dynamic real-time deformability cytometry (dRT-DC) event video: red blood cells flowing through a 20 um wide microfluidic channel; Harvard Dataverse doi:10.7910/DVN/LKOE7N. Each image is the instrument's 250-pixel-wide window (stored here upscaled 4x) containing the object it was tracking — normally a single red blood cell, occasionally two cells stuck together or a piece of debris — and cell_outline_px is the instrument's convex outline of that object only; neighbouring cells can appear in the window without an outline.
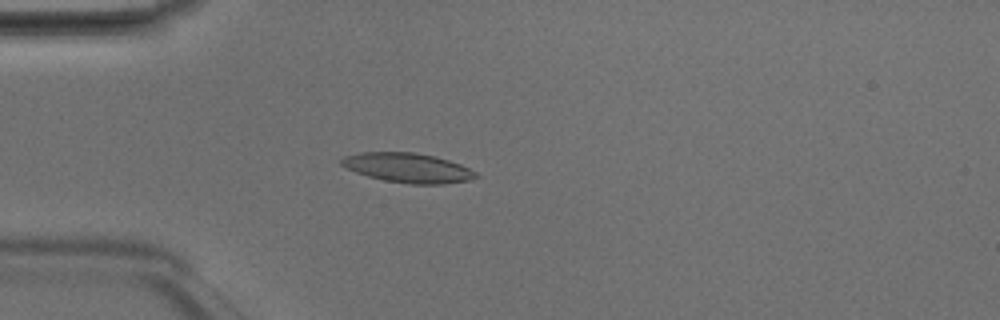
{"species": "Egyptian fruit bat (a non-hibernating species)", "species_latin": "Rousettus aegyptiacus", "temperature_condition": "room temperature", "stored_images_in_passage": 49, "camera_frame_rate_fps": 3000, "um_per_image_px": 0.085, "animal": {"sex": "male"}, "frame": {"image": 1, "passage_image": 14, "time_ms": 4.333, "image_size_px": [1000, 320], "cell_outline_px": [[480, 176], [468, 180], [440, 184], [408, 184], [384, 180], [368, 176], [356, 172], [340, 164], [340, 160], [344, 156], [360, 152], [412, 152], [436, 156], [460, 164], [476, 172]], "centroid_in_image_um": [34.66, 14.26], "position_along_channel_um": 50.3, "area_um2": 23.06}}
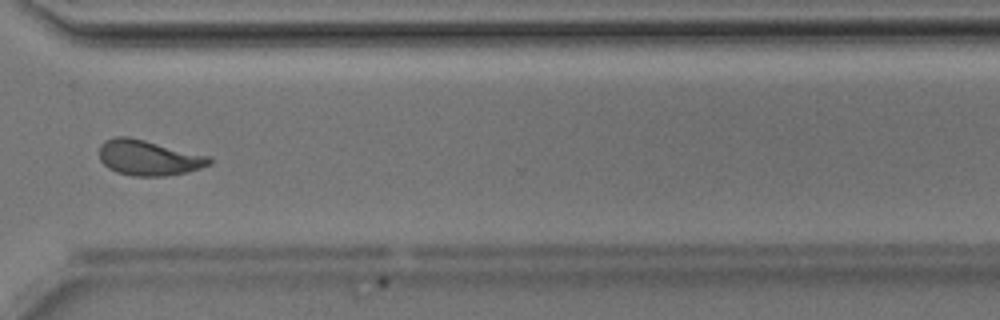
{"frame": {"image": 2, "passage_image": 37, "time_ms": 12.0, "image_size_px": [1000, 320], "cell_outline_px": [[212, 164], [188, 172], [164, 176], [132, 176], [116, 172], [108, 168], [100, 160], [100, 144], [104, 140], [116, 136], [128, 136], [212, 156]], "centroid_in_image_um": [12.65, 13.41], "position_along_channel_um": 357.9, "area_um2": 22.95}}
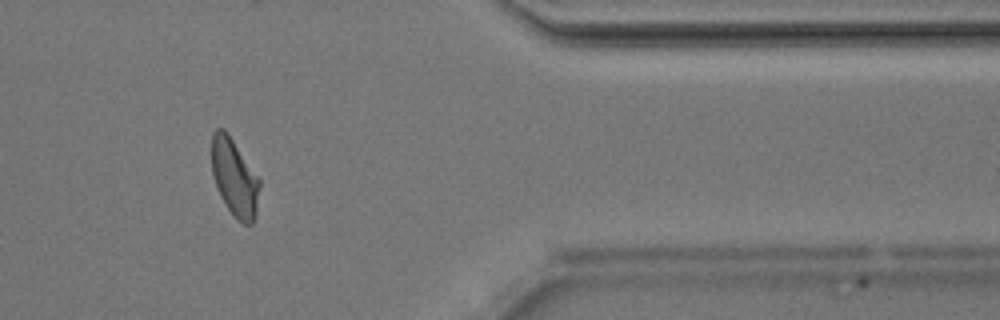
{"frame": {"image": 3, "passage_image": 41, "time_ms": 13.333, "image_size_px": [1000, 320], "cell_outline_px": [[260, 188], [256, 212], [252, 224], [244, 224], [236, 220], [232, 216], [224, 204], [220, 196], [212, 172], [212, 132], [216, 128], [224, 128], [228, 132], [260, 180]], "centroid_in_image_um": [19.93, 15.11], "position_along_channel_um": 391.5, "area_um2": 21.73}, "authors_computed_cell_mechanics": {"area_um2": 21.7328, "velocity_mm_per_s": 4.1805, "shape_relaxation_time_tau1_ms": 5.5433, "shape_relaxation_time_tau2_ms": 2.002, "deformation_change_tau1": 0.1739, "deformation_change_tau2": 0.0849}}